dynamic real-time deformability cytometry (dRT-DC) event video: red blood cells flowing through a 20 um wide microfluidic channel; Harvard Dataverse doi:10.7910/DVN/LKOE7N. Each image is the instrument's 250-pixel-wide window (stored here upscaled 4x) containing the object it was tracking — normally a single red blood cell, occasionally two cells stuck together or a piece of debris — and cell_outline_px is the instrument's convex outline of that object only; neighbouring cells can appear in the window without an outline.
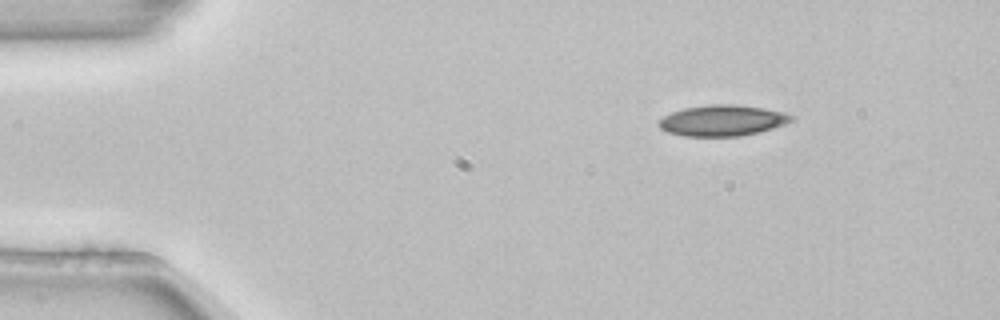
{"species": "common noctule bat (a hibernating species)", "species_latin": "Nyctalus noctula", "temperature_condition": "room temperature", "stored_images_in_passage": 3, "camera_frame_rate_fps": 3000, "um_per_image_px": 0.085, "animal": {"sex": "female", "body_mass_g": 22.7, "forearm_length_mm": 54.2}, "frame": {"image": 1, "passage_image": 1, "time_ms": 0.0, "image_size_px": [1000, 320], "cell_outline_px": [[796, 120], [760, 132], [740, 136], [684, 136], [668, 132], [660, 128], [656, 124], [664, 116], [672, 112], [684, 108], [712, 104], [732, 104], [764, 108], [784, 112], [796, 116]], "centroid_in_image_um": [61.44, 10.24], "position_along_channel_um": 23.6, "area_um2": 23.99}}
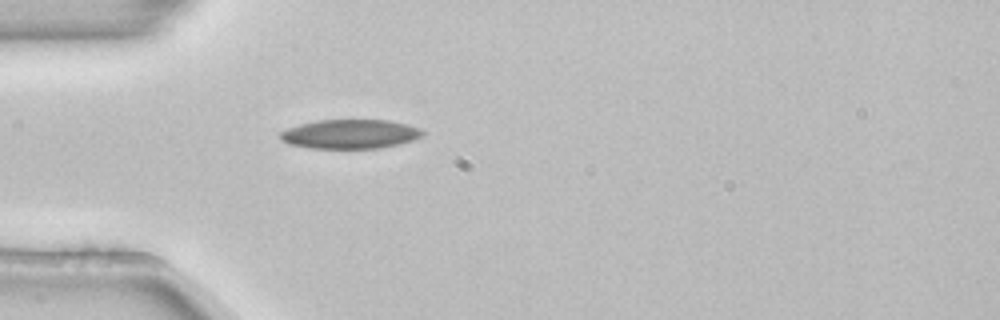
{"frame": {"image": 2, "passage_image": 3, "time_ms": 0.667, "image_size_px": [1000, 320], "cell_outline_px": [[424, 136], [400, 144], [380, 148], [308, 148], [288, 144], [280, 140], [280, 132], [288, 128], [300, 124], [316, 120], [388, 120], [408, 124], [420, 128], [424, 132]], "centroid_in_image_um": [29.77, 11.39], "position_along_channel_um": 55.2, "area_um2": 24.39}}